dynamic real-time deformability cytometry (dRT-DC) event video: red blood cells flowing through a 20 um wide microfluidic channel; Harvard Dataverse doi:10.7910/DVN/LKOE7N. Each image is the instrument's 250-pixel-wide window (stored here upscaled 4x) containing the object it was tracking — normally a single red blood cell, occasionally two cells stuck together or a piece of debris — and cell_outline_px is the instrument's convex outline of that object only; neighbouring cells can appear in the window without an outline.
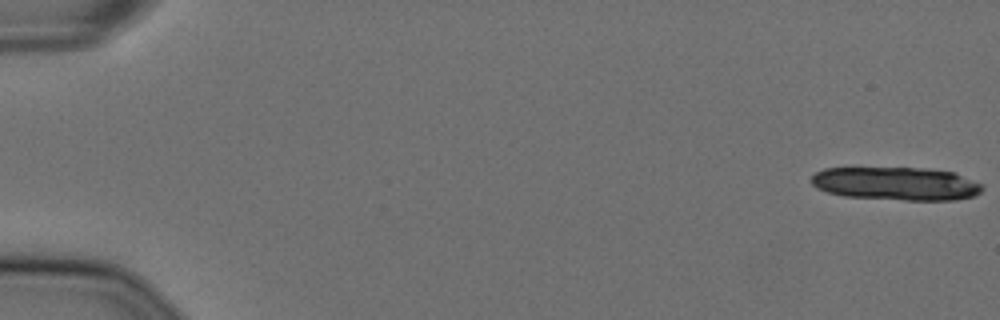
{"species": "Egyptian fruit bat (a non-hibernating species)", "species_latin": "Rousettus aegyptiacus", "temperature_condition": "cold", "stored_images_in_passage": 8, "camera_frame_rate_fps": 3000, "um_per_image_px": 0.085, "animal": {"sex": "female"}, "frame": {"image": 1, "passage_image": 1, "time_ms": 0.0, "image_size_px": [1000, 320], "cell_outline_px": [[984, 188], [976, 196], [956, 200], [904, 200], [844, 196], [828, 192], [816, 188], [812, 184], [812, 176], [816, 172], [824, 168], [928, 168], [956, 172], [984, 184]], "centroid_in_image_um": [76.25, 15.61], "position_along_channel_um": 8.8, "area_um2": 33.47}}